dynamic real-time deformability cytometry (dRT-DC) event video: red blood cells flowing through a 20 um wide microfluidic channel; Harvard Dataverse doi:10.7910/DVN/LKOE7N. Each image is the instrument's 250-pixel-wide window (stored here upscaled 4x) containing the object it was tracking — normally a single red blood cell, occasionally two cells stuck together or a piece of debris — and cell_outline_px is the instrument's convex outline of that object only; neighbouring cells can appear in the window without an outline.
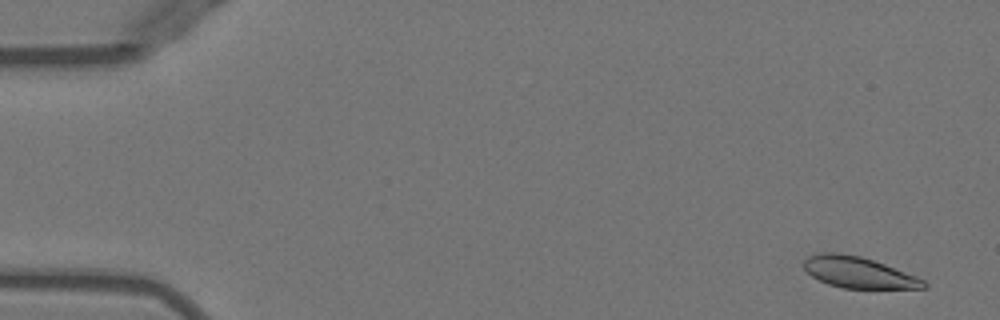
{"species": "Egyptian fruit bat (a non-hibernating species)", "species_latin": "Rousettus aegyptiacus", "temperature_condition": "warm", "stored_images_in_passage": 14, "camera_frame_rate_fps": 3000, "um_per_image_px": 0.085, "animal": {"sex": "female"}, "frame": {"image": 1, "passage_image": 3, "time_ms": 0.667, "image_size_px": [1000, 320], "cell_outline_px": [[928, 288], [840, 288], [828, 284], [812, 276], [804, 268], [804, 260], [808, 256], [820, 252], [836, 252], [860, 256], [884, 264], [916, 276], [924, 280], [928, 284]], "centroid_in_image_um": [72.96, 23.15], "position_along_channel_um": 12.0, "area_um2": 21.62}}